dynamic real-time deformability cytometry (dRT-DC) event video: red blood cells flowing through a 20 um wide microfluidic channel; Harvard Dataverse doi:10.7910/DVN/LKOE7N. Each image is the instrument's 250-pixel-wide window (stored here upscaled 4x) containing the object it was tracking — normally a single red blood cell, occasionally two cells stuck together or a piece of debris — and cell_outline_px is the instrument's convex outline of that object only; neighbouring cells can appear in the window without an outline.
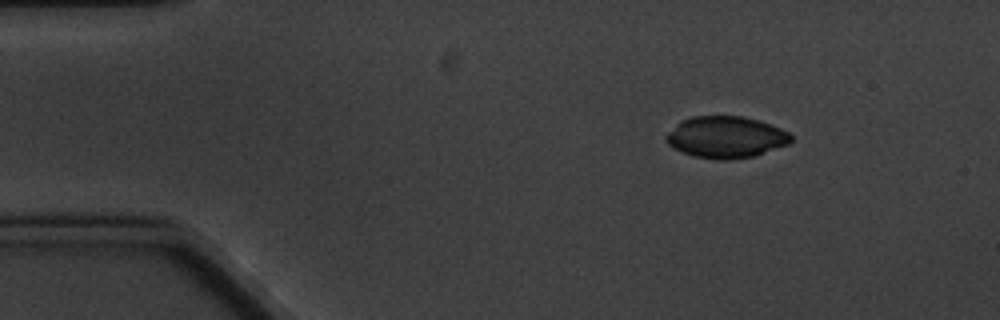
{"species": "common noctule bat (a hibernating species)", "species_latin": "Nyctalus noctula", "temperature_condition": "cold", "stored_images_in_passage": 6, "camera_frame_rate_fps": 3000, "um_per_image_px": 0.085, "animal": {"sex": "male", "body_mass_g": 20.1, "forearm_length_mm": 53.5}, "frame": {"image": 1, "passage_image": 1, "time_ms": 0.0, "image_size_px": [1000, 320], "cell_outline_px": [[792, 140], [788, 144], [756, 156], [728, 160], [720, 160], [696, 156], [684, 152], [668, 144], [664, 140], [664, 136], [680, 120], [692, 116], [740, 116], [756, 120], [780, 128], [788, 132], [792, 136]], "centroid_in_image_um": [61.69, 11.66], "position_along_channel_um": 23.3, "area_um2": 30.17}}